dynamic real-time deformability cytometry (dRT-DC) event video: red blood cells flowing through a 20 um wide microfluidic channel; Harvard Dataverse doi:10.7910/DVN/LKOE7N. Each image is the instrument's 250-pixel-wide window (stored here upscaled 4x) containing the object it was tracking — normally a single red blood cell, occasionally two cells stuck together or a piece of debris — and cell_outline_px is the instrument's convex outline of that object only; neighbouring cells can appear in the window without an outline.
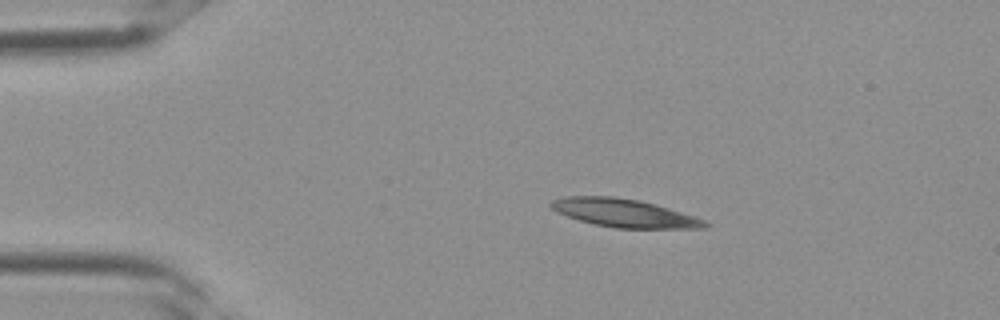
{"species": "Egyptian fruit bat (a non-hibernating species)", "species_latin": "Rousettus aegyptiacus", "temperature_condition": "room temperature", "stored_images_in_passage": 2, "camera_frame_rate_fps": 3000, "um_per_image_px": 0.085, "frame": {"image": 1, "passage_image": 2, "time_ms": 0.333, "image_size_px": [1000, 320], "cell_outline_px": [[712, 224], [708, 228], [616, 228], [596, 224], [580, 220], [556, 212], [548, 204], [552, 200], [564, 196], [612, 196], [640, 200], [656, 204], [704, 220]], "centroid_in_image_um": [53.05, 18.1], "position_along_channel_um": 32.0, "area_um2": 25.14}}